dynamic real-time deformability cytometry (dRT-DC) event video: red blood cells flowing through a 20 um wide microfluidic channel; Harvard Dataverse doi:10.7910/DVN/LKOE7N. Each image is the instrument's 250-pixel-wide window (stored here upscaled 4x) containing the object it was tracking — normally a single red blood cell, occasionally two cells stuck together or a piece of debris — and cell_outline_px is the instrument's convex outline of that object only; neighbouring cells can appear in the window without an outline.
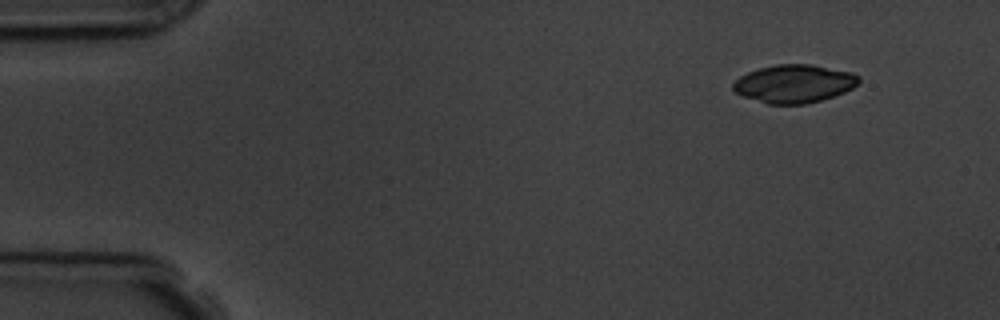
{"species": "common noctule bat (a hibernating species)", "species_latin": "Nyctalus noctula", "temperature_condition": "room temperature", "stored_images_in_passage": 4, "camera_frame_rate_fps": 3000, "um_per_image_px": 0.085, "animal": {"sex": "male", "body_mass_g": 19.5, "forearm_length_mm": 54.6}, "frame": {"image": 1, "passage_image": 1, "time_ms": 0.0, "image_size_px": [1000, 320], "cell_outline_px": [[860, 80], [852, 88], [844, 92], [820, 100], [804, 104], [768, 104], [744, 96], [736, 92], [732, 88], [732, 84], [740, 76], [748, 72], [760, 68], [776, 64], [812, 64], [852, 72], [860, 76]], "centroid_in_image_um": [67.51, 7.1], "position_along_channel_um": 17.5, "area_um2": 27.74}}
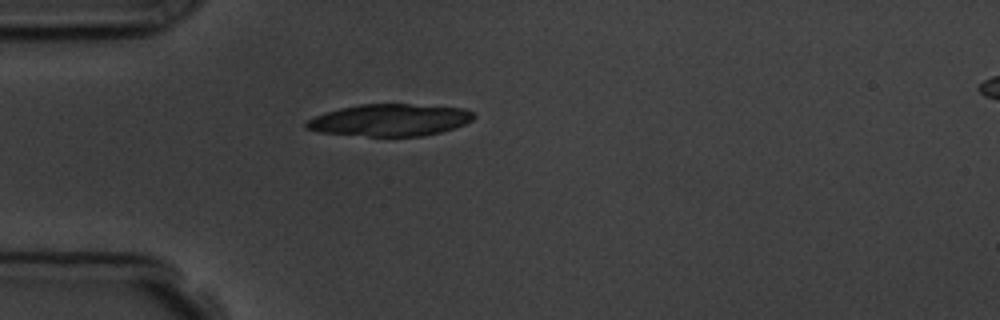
{"frame": {"image": 2, "passage_image": 4, "time_ms": 3.333, "image_size_px": [1000, 320], "cell_outline_px": [[476, 116], [472, 120], [464, 124], [440, 132], [420, 136], [368, 136], [316, 132], [304, 128], [304, 124], [308, 120], [324, 112], [340, 108], [360, 104], [408, 104], [464, 108], [472, 112]], "centroid_in_image_um": [33.1, 10.2], "position_along_channel_um": 51.9, "area_um2": 31.15}}